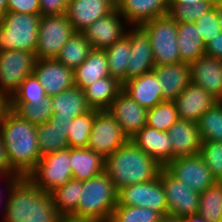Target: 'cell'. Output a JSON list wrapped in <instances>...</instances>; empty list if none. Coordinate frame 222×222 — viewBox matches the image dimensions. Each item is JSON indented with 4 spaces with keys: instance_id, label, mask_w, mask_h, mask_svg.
Instances as JSON below:
<instances>
[{
    "instance_id": "54",
    "label": "cell",
    "mask_w": 222,
    "mask_h": 222,
    "mask_svg": "<svg viewBox=\"0 0 222 222\" xmlns=\"http://www.w3.org/2000/svg\"><path fill=\"white\" fill-rule=\"evenodd\" d=\"M7 13V0H0V21Z\"/></svg>"
},
{
    "instance_id": "36",
    "label": "cell",
    "mask_w": 222,
    "mask_h": 222,
    "mask_svg": "<svg viewBox=\"0 0 222 222\" xmlns=\"http://www.w3.org/2000/svg\"><path fill=\"white\" fill-rule=\"evenodd\" d=\"M9 108L20 118L29 121L34 125L48 122L52 116V105L50 96L37 103H9Z\"/></svg>"
},
{
    "instance_id": "23",
    "label": "cell",
    "mask_w": 222,
    "mask_h": 222,
    "mask_svg": "<svg viewBox=\"0 0 222 222\" xmlns=\"http://www.w3.org/2000/svg\"><path fill=\"white\" fill-rule=\"evenodd\" d=\"M167 133L171 138L173 159L200 153L202 139L197 123L178 119Z\"/></svg>"
},
{
    "instance_id": "5",
    "label": "cell",
    "mask_w": 222,
    "mask_h": 222,
    "mask_svg": "<svg viewBox=\"0 0 222 222\" xmlns=\"http://www.w3.org/2000/svg\"><path fill=\"white\" fill-rule=\"evenodd\" d=\"M41 15L7 12L0 21V50L35 53Z\"/></svg>"
},
{
    "instance_id": "37",
    "label": "cell",
    "mask_w": 222,
    "mask_h": 222,
    "mask_svg": "<svg viewBox=\"0 0 222 222\" xmlns=\"http://www.w3.org/2000/svg\"><path fill=\"white\" fill-rule=\"evenodd\" d=\"M202 141L222 142V101L208 109L197 122Z\"/></svg>"
},
{
    "instance_id": "9",
    "label": "cell",
    "mask_w": 222,
    "mask_h": 222,
    "mask_svg": "<svg viewBox=\"0 0 222 222\" xmlns=\"http://www.w3.org/2000/svg\"><path fill=\"white\" fill-rule=\"evenodd\" d=\"M75 32L66 14L41 16L38 45L34 53L36 59L56 58Z\"/></svg>"
},
{
    "instance_id": "49",
    "label": "cell",
    "mask_w": 222,
    "mask_h": 222,
    "mask_svg": "<svg viewBox=\"0 0 222 222\" xmlns=\"http://www.w3.org/2000/svg\"><path fill=\"white\" fill-rule=\"evenodd\" d=\"M5 171H14L10 166V163L7 158L6 149L3 145L1 135H0V173Z\"/></svg>"
},
{
    "instance_id": "29",
    "label": "cell",
    "mask_w": 222,
    "mask_h": 222,
    "mask_svg": "<svg viewBox=\"0 0 222 222\" xmlns=\"http://www.w3.org/2000/svg\"><path fill=\"white\" fill-rule=\"evenodd\" d=\"M107 76L110 74L105 51L92 49L87 59L74 70V84L84 89Z\"/></svg>"
},
{
    "instance_id": "2",
    "label": "cell",
    "mask_w": 222,
    "mask_h": 222,
    "mask_svg": "<svg viewBox=\"0 0 222 222\" xmlns=\"http://www.w3.org/2000/svg\"><path fill=\"white\" fill-rule=\"evenodd\" d=\"M163 168L132 140L105 159V172L117 191L128 185L156 179Z\"/></svg>"
},
{
    "instance_id": "6",
    "label": "cell",
    "mask_w": 222,
    "mask_h": 222,
    "mask_svg": "<svg viewBox=\"0 0 222 222\" xmlns=\"http://www.w3.org/2000/svg\"><path fill=\"white\" fill-rule=\"evenodd\" d=\"M150 35L155 66L180 63L177 22L168 14L142 24Z\"/></svg>"
},
{
    "instance_id": "17",
    "label": "cell",
    "mask_w": 222,
    "mask_h": 222,
    "mask_svg": "<svg viewBox=\"0 0 222 222\" xmlns=\"http://www.w3.org/2000/svg\"><path fill=\"white\" fill-rule=\"evenodd\" d=\"M33 74L45 89L47 96H52L73 87L74 70L66 67L55 58L37 59Z\"/></svg>"
},
{
    "instance_id": "58",
    "label": "cell",
    "mask_w": 222,
    "mask_h": 222,
    "mask_svg": "<svg viewBox=\"0 0 222 222\" xmlns=\"http://www.w3.org/2000/svg\"><path fill=\"white\" fill-rule=\"evenodd\" d=\"M215 3H222V0H213Z\"/></svg>"
},
{
    "instance_id": "3",
    "label": "cell",
    "mask_w": 222,
    "mask_h": 222,
    "mask_svg": "<svg viewBox=\"0 0 222 222\" xmlns=\"http://www.w3.org/2000/svg\"><path fill=\"white\" fill-rule=\"evenodd\" d=\"M51 194L22 176L13 186L4 222H61Z\"/></svg>"
},
{
    "instance_id": "56",
    "label": "cell",
    "mask_w": 222,
    "mask_h": 222,
    "mask_svg": "<svg viewBox=\"0 0 222 222\" xmlns=\"http://www.w3.org/2000/svg\"><path fill=\"white\" fill-rule=\"evenodd\" d=\"M217 19L222 31V3H217Z\"/></svg>"
},
{
    "instance_id": "13",
    "label": "cell",
    "mask_w": 222,
    "mask_h": 222,
    "mask_svg": "<svg viewBox=\"0 0 222 222\" xmlns=\"http://www.w3.org/2000/svg\"><path fill=\"white\" fill-rule=\"evenodd\" d=\"M166 201L168 205V215L184 219L198 214L200 193L182 184L181 181L170 175L164 168L160 174Z\"/></svg>"
},
{
    "instance_id": "1",
    "label": "cell",
    "mask_w": 222,
    "mask_h": 222,
    "mask_svg": "<svg viewBox=\"0 0 222 222\" xmlns=\"http://www.w3.org/2000/svg\"><path fill=\"white\" fill-rule=\"evenodd\" d=\"M37 126L20 118L10 108L0 120V135L10 166L27 177L42 157L39 152Z\"/></svg>"
},
{
    "instance_id": "24",
    "label": "cell",
    "mask_w": 222,
    "mask_h": 222,
    "mask_svg": "<svg viewBox=\"0 0 222 222\" xmlns=\"http://www.w3.org/2000/svg\"><path fill=\"white\" fill-rule=\"evenodd\" d=\"M153 71L160 82L165 100H175L191 83L190 65L185 62L155 66Z\"/></svg>"
},
{
    "instance_id": "39",
    "label": "cell",
    "mask_w": 222,
    "mask_h": 222,
    "mask_svg": "<svg viewBox=\"0 0 222 222\" xmlns=\"http://www.w3.org/2000/svg\"><path fill=\"white\" fill-rule=\"evenodd\" d=\"M178 119L179 116L174 101L165 100L148 109L146 125L167 132Z\"/></svg>"
},
{
    "instance_id": "47",
    "label": "cell",
    "mask_w": 222,
    "mask_h": 222,
    "mask_svg": "<svg viewBox=\"0 0 222 222\" xmlns=\"http://www.w3.org/2000/svg\"><path fill=\"white\" fill-rule=\"evenodd\" d=\"M40 15L66 14L68 0H39Z\"/></svg>"
},
{
    "instance_id": "30",
    "label": "cell",
    "mask_w": 222,
    "mask_h": 222,
    "mask_svg": "<svg viewBox=\"0 0 222 222\" xmlns=\"http://www.w3.org/2000/svg\"><path fill=\"white\" fill-rule=\"evenodd\" d=\"M123 84L117 79L107 76L85 87L84 95L91 109L107 110L118 94L122 91Z\"/></svg>"
},
{
    "instance_id": "22",
    "label": "cell",
    "mask_w": 222,
    "mask_h": 222,
    "mask_svg": "<svg viewBox=\"0 0 222 222\" xmlns=\"http://www.w3.org/2000/svg\"><path fill=\"white\" fill-rule=\"evenodd\" d=\"M122 90L146 109L153 108L165 101L160 82L153 70L127 80L123 84Z\"/></svg>"
},
{
    "instance_id": "28",
    "label": "cell",
    "mask_w": 222,
    "mask_h": 222,
    "mask_svg": "<svg viewBox=\"0 0 222 222\" xmlns=\"http://www.w3.org/2000/svg\"><path fill=\"white\" fill-rule=\"evenodd\" d=\"M70 167L73 179L87 181L105 171V158L93 150L70 147Z\"/></svg>"
},
{
    "instance_id": "45",
    "label": "cell",
    "mask_w": 222,
    "mask_h": 222,
    "mask_svg": "<svg viewBox=\"0 0 222 222\" xmlns=\"http://www.w3.org/2000/svg\"><path fill=\"white\" fill-rule=\"evenodd\" d=\"M21 177L22 176L16 171H5V172L0 173V178L2 179L1 182H3V186H6L5 188H3V190L6 189V192L5 191L3 192L2 188L0 187V202L3 203V201H4V204L3 205L1 204V206H3V207L0 206V208L3 209V210L0 209V211H3L2 214L0 212V216H1L0 222H4V220H5L6 211H7V207H8V200L10 197L11 190L13 189V186L18 182V180ZM6 194H7V196H6ZM1 195L2 196L4 195V196L2 197ZM3 199H5V200H3Z\"/></svg>"
},
{
    "instance_id": "55",
    "label": "cell",
    "mask_w": 222,
    "mask_h": 222,
    "mask_svg": "<svg viewBox=\"0 0 222 222\" xmlns=\"http://www.w3.org/2000/svg\"><path fill=\"white\" fill-rule=\"evenodd\" d=\"M159 222H183V219H179L170 215L163 216Z\"/></svg>"
},
{
    "instance_id": "18",
    "label": "cell",
    "mask_w": 222,
    "mask_h": 222,
    "mask_svg": "<svg viewBox=\"0 0 222 222\" xmlns=\"http://www.w3.org/2000/svg\"><path fill=\"white\" fill-rule=\"evenodd\" d=\"M173 101L175 103L179 119L195 123L198 122L208 109L218 102V100L204 88L199 87L192 82Z\"/></svg>"
},
{
    "instance_id": "25",
    "label": "cell",
    "mask_w": 222,
    "mask_h": 222,
    "mask_svg": "<svg viewBox=\"0 0 222 222\" xmlns=\"http://www.w3.org/2000/svg\"><path fill=\"white\" fill-rule=\"evenodd\" d=\"M129 25H142L157 17L167 15V0H122L117 8Z\"/></svg>"
},
{
    "instance_id": "53",
    "label": "cell",
    "mask_w": 222,
    "mask_h": 222,
    "mask_svg": "<svg viewBox=\"0 0 222 222\" xmlns=\"http://www.w3.org/2000/svg\"><path fill=\"white\" fill-rule=\"evenodd\" d=\"M168 1V6L170 7L171 5H177V4H194L199 2L200 0H167Z\"/></svg>"
},
{
    "instance_id": "21",
    "label": "cell",
    "mask_w": 222,
    "mask_h": 222,
    "mask_svg": "<svg viewBox=\"0 0 222 222\" xmlns=\"http://www.w3.org/2000/svg\"><path fill=\"white\" fill-rule=\"evenodd\" d=\"M130 140L162 167H165L173 160L171 138L167 132L159 131L145 125Z\"/></svg>"
},
{
    "instance_id": "46",
    "label": "cell",
    "mask_w": 222,
    "mask_h": 222,
    "mask_svg": "<svg viewBox=\"0 0 222 222\" xmlns=\"http://www.w3.org/2000/svg\"><path fill=\"white\" fill-rule=\"evenodd\" d=\"M7 12L40 15L39 0H7Z\"/></svg>"
},
{
    "instance_id": "52",
    "label": "cell",
    "mask_w": 222,
    "mask_h": 222,
    "mask_svg": "<svg viewBox=\"0 0 222 222\" xmlns=\"http://www.w3.org/2000/svg\"><path fill=\"white\" fill-rule=\"evenodd\" d=\"M183 222H207V221L199 214H194L192 216L184 218Z\"/></svg>"
},
{
    "instance_id": "50",
    "label": "cell",
    "mask_w": 222,
    "mask_h": 222,
    "mask_svg": "<svg viewBox=\"0 0 222 222\" xmlns=\"http://www.w3.org/2000/svg\"><path fill=\"white\" fill-rule=\"evenodd\" d=\"M61 222H110V220L66 216V217H62Z\"/></svg>"
},
{
    "instance_id": "4",
    "label": "cell",
    "mask_w": 222,
    "mask_h": 222,
    "mask_svg": "<svg viewBox=\"0 0 222 222\" xmlns=\"http://www.w3.org/2000/svg\"><path fill=\"white\" fill-rule=\"evenodd\" d=\"M118 191L105 171L83 181L75 217L109 220Z\"/></svg>"
},
{
    "instance_id": "48",
    "label": "cell",
    "mask_w": 222,
    "mask_h": 222,
    "mask_svg": "<svg viewBox=\"0 0 222 222\" xmlns=\"http://www.w3.org/2000/svg\"><path fill=\"white\" fill-rule=\"evenodd\" d=\"M205 54L222 60V31L205 46Z\"/></svg>"
},
{
    "instance_id": "11",
    "label": "cell",
    "mask_w": 222,
    "mask_h": 222,
    "mask_svg": "<svg viewBox=\"0 0 222 222\" xmlns=\"http://www.w3.org/2000/svg\"><path fill=\"white\" fill-rule=\"evenodd\" d=\"M116 205L146 207L162 216L168 215L166 195L160 176L148 182L122 187L118 190Z\"/></svg>"
},
{
    "instance_id": "19",
    "label": "cell",
    "mask_w": 222,
    "mask_h": 222,
    "mask_svg": "<svg viewBox=\"0 0 222 222\" xmlns=\"http://www.w3.org/2000/svg\"><path fill=\"white\" fill-rule=\"evenodd\" d=\"M189 65L191 82L222 101V60L204 54Z\"/></svg>"
},
{
    "instance_id": "8",
    "label": "cell",
    "mask_w": 222,
    "mask_h": 222,
    "mask_svg": "<svg viewBox=\"0 0 222 222\" xmlns=\"http://www.w3.org/2000/svg\"><path fill=\"white\" fill-rule=\"evenodd\" d=\"M36 60L35 54L28 51L0 50V91L8 100L33 74Z\"/></svg>"
},
{
    "instance_id": "34",
    "label": "cell",
    "mask_w": 222,
    "mask_h": 222,
    "mask_svg": "<svg viewBox=\"0 0 222 222\" xmlns=\"http://www.w3.org/2000/svg\"><path fill=\"white\" fill-rule=\"evenodd\" d=\"M131 50L130 38L125 35L112 46L104 49L109 66V74L121 84L127 81V62Z\"/></svg>"
},
{
    "instance_id": "12",
    "label": "cell",
    "mask_w": 222,
    "mask_h": 222,
    "mask_svg": "<svg viewBox=\"0 0 222 222\" xmlns=\"http://www.w3.org/2000/svg\"><path fill=\"white\" fill-rule=\"evenodd\" d=\"M164 169L183 185L199 193L216 181L200 154L174 158Z\"/></svg>"
},
{
    "instance_id": "33",
    "label": "cell",
    "mask_w": 222,
    "mask_h": 222,
    "mask_svg": "<svg viewBox=\"0 0 222 222\" xmlns=\"http://www.w3.org/2000/svg\"><path fill=\"white\" fill-rule=\"evenodd\" d=\"M82 187L83 181L72 178L67 184L58 186L50 192L53 202L62 217L76 214Z\"/></svg>"
},
{
    "instance_id": "42",
    "label": "cell",
    "mask_w": 222,
    "mask_h": 222,
    "mask_svg": "<svg viewBox=\"0 0 222 222\" xmlns=\"http://www.w3.org/2000/svg\"><path fill=\"white\" fill-rule=\"evenodd\" d=\"M47 94L34 74L27 76L9 103H37L45 99Z\"/></svg>"
},
{
    "instance_id": "31",
    "label": "cell",
    "mask_w": 222,
    "mask_h": 222,
    "mask_svg": "<svg viewBox=\"0 0 222 222\" xmlns=\"http://www.w3.org/2000/svg\"><path fill=\"white\" fill-rule=\"evenodd\" d=\"M177 41L181 62L190 64L205 54V45L194 22L177 23Z\"/></svg>"
},
{
    "instance_id": "10",
    "label": "cell",
    "mask_w": 222,
    "mask_h": 222,
    "mask_svg": "<svg viewBox=\"0 0 222 222\" xmlns=\"http://www.w3.org/2000/svg\"><path fill=\"white\" fill-rule=\"evenodd\" d=\"M128 140L121 126L107 110L95 109V119L88 142L89 149L106 159Z\"/></svg>"
},
{
    "instance_id": "35",
    "label": "cell",
    "mask_w": 222,
    "mask_h": 222,
    "mask_svg": "<svg viewBox=\"0 0 222 222\" xmlns=\"http://www.w3.org/2000/svg\"><path fill=\"white\" fill-rule=\"evenodd\" d=\"M198 214L207 222H222V181H215L200 193Z\"/></svg>"
},
{
    "instance_id": "20",
    "label": "cell",
    "mask_w": 222,
    "mask_h": 222,
    "mask_svg": "<svg viewBox=\"0 0 222 222\" xmlns=\"http://www.w3.org/2000/svg\"><path fill=\"white\" fill-rule=\"evenodd\" d=\"M114 9L107 0H68L66 15L73 29L81 32Z\"/></svg>"
},
{
    "instance_id": "16",
    "label": "cell",
    "mask_w": 222,
    "mask_h": 222,
    "mask_svg": "<svg viewBox=\"0 0 222 222\" xmlns=\"http://www.w3.org/2000/svg\"><path fill=\"white\" fill-rule=\"evenodd\" d=\"M107 111L116 119L129 140L147 124L148 109L140 106L123 90Z\"/></svg>"
},
{
    "instance_id": "14",
    "label": "cell",
    "mask_w": 222,
    "mask_h": 222,
    "mask_svg": "<svg viewBox=\"0 0 222 222\" xmlns=\"http://www.w3.org/2000/svg\"><path fill=\"white\" fill-rule=\"evenodd\" d=\"M126 35L131 50L127 62V80L141 76L155 67L150 35L142 25H129Z\"/></svg>"
},
{
    "instance_id": "7",
    "label": "cell",
    "mask_w": 222,
    "mask_h": 222,
    "mask_svg": "<svg viewBox=\"0 0 222 222\" xmlns=\"http://www.w3.org/2000/svg\"><path fill=\"white\" fill-rule=\"evenodd\" d=\"M69 164L70 147L42 156L36 168L27 177L40 190L50 193L73 178Z\"/></svg>"
},
{
    "instance_id": "57",
    "label": "cell",
    "mask_w": 222,
    "mask_h": 222,
    "mask_svg": "<svg viewBox=\"0 0 222 222\" xmlns=\"http://www.w3.org/2000/svg\"><path fill=\"white\" fill-rule=\"evenodd\" d=\"M115 9H117L119 6H120V4H121V2H122V0H107Z\"/></svg>"
},
{
    "instance_id": "32",
    "label": "cell",
    "mask_w": 222,
    "mask_h": 222,
    "mask_svg": "<svg viewBox=\"0 0 222 222\" xmlns=\"http://www.w3.org/2000/svg\"><path fill=\"white\" fill-rule=\"evenodd\" d=\"M92 46L81 32H75L55 58L66 67L75 70L92 51Z\"/></svg>"
},
{
    "instance_id": "26",
    "label": "cell",
    "mask_w": 222,
    "mask_h": 222,
    "mask_svg": "<svg viewBox=\"0 0 222 222\" xmlns=\"http://www.w3.org/2000/svg\"><path fill=\"white\" fill-rule=\"evenodd\" d=\"M73 119H50L37 125L36 132L41 156L69 148L67 135Z\"/></svg>"
},
{
    "instance_id": "41",
    "label": "cell",
    "mask_w": 222,
    "mask_h": 222,
    "mask_svg": "<svg viewBox=\"0 0 222 222\" xmlns=\"http://www.w3.org/2000/svg\"><path fill=\"white\" fill-rule=\"evenodd\" d=\"M163 216L150 208L116 205L110 222H159Z\"/></svg>"
},
{
    "instance_id": "43",
    "label": "cell",
    "mask_w": 222,
    "mask_h": 222,
    "mask_svg": "<svg viewBox=\"0 0 222 222\" xmlns=\"http://www.w3.org/2000/svg\"><path fill=\"white\" fill-rule=\"evenodd\" d=\"M200 156L217 181H222V142L202 141Z\"/></svg>"
},
{
    "instance_id": "27",
    "label": "cell",
    "mask_w": 222,
    "mask_h": 222,
    "mask_svg": "<svg viewBox=\"0 0 222 222\" xmlns=\"http://www.w3.org/2000/svg\"><path fill=\"white\" fill-rule=\"evenodd\" d=\"M50 98L53 112L52 119H74L91 110L84 95V90L76 85L52 95Z\"/></svg>"
},
{
    "instance_id": "51",
    "label": "cell",
    "mask_w": 222,
    "mask_h": 222,
    "mask_svg": "<svg viewBox=\"0 0 222 222\" xmlns=\"http://www.w3.org/2000/svg\"><path fill=\"white\" fill-rule=\"evenodd\" d=\"M9 109V100L0 91V120Z\"/></svg>"
},
{
    "instance_id": "38",
    "label": "cell",
    "mask_w": 222,
    "mask_h": 222,
    "mask_svg": "<svg viewBox=\"0 0 222 222\" xmlns=\"http://www.w3.org/2000/svg\"><path fill=\"white\" fill-rule=\"evenodd\" d=\"M95 119V109L74 118L70 122L67 135L69 147L86 148L88 147L89 136Z\"/></svg>"
},
{
    "instance_id": "44",
    "label": "cell",
    "mask_w": 222,
    "mask_h": 222,
    "mask_svg": "<svg viewBox=\"0 0 222 222\" xmlns=\"http://www.w3.org/2000/svg\"><path fill=\"white\" fill-rule=\"evenodd\" d=\"M196 28L206 46L215 36L221 32L217 19V3L216 5L194 22Z\"/></svg>"
},
{
    "instance_id": "40",
    "label": "cell",
    "mask_w": 222,
    "mask_h": 222,
    "mask_svg": "<svg viewBox=\"0 0 222 222\" xmlns=\"http://www.w3.org/2000/svg\"><path fill=\"white\" fill-rule=\"evenodd\" d=\"M215 5L216 3L213 0H200L194 4L171 5L168 15L177 23L195 22Z\"/></svg>"
},
{
    "instance_id": "15",
    "label": "cell",
    "mask_w": 222,
    "mask_h": 222,
    "mask_svg": "<svg viewBox=\"0 0 222 222\" xmlns=\"http://www.w3.org/2000/svg\"><path fill=\"white\" fill-rule=\"evenodd\" d=\"M129 24L117 9L101 17L81 33L88 40L93 49L104 50L121 40L127 32Z\"/></svg>"
}]
</instances>
